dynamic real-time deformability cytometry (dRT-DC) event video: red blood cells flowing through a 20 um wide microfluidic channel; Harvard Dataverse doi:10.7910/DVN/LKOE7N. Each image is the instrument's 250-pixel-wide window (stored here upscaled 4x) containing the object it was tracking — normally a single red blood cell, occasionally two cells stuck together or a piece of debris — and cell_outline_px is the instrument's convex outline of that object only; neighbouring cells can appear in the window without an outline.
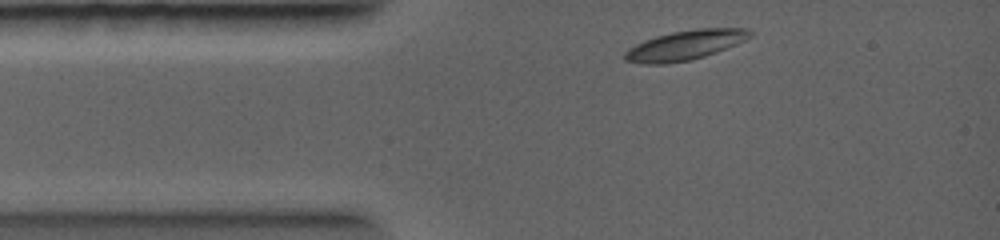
{"species": "common noctule bat (a hibernating species)", "species_latin": "Nyctalus noctula", "temperature_condition": "warm", "stored_images_in_passage": 2, "camera_frame_rate_fps": 5000, "um_per_image_px": 0.085, "animal": {"sex": "female", "body_mass_g": 19.0, "forearm_length_mm": 56.7}, "frame": {"image": 1, "passage_image": 1, "time_ms": 0.0, "image_size_px": [1000, 240], "cell_outline_px": [[752, 36], [736, 44], [716, 52], [692, 60], [668, 64], [644, 64], [624, 60], [624, 52], [628, 48], [644, 40], [656, 36], [672, 32], [700, 28], [744, 28], [752, 32]], "centroid_in_image_um": [58.2, 3.85], "position_along_channel_um": 26.8, "area_um2": 21.62}}